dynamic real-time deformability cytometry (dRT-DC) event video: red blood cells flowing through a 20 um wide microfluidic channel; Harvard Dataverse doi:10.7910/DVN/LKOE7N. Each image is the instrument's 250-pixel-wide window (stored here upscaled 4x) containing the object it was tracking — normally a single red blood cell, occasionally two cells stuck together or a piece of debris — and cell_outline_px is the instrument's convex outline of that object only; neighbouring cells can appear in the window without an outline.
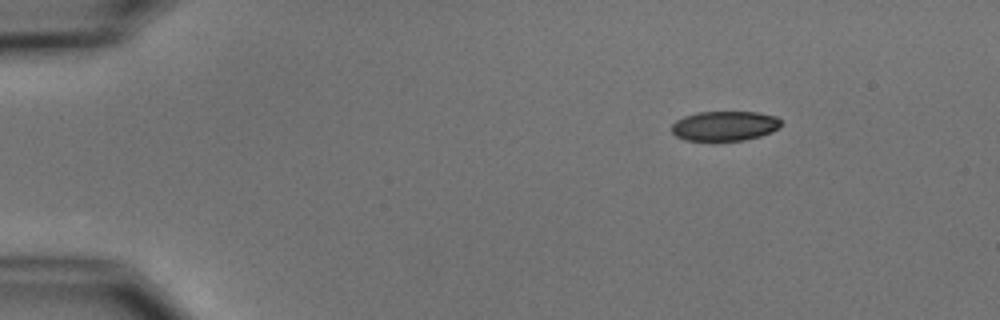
{"species": "common noctule bat (a hibernating species)", "species_latin": "Nyctalus noctula", "temperature_condition": "cold", "stored_images_in_passage": 4, "camera_frame_rate_fps": 3000, "um_per_image_px": 0.085, "animal": {"sex": "male", "body_mass_g": 15.6}, "frame": {"image": 1, "passage_image": 1, "time_ms": 0.0, "image_size_px": [1000, 320], "cell_outline_px": [[780, 124], [772, 132], [760, 136], [744, 140], [684, 140], [676, 136], [672, 132], [672, 124], [676, 120], [684, 116], [696, 112], [756, 112], [776, 116], [780, 120]], "centroid_in_image_um": [61.57, 10.7], "position_along_channel_um": 23.4, "area_um2": 18.84}}
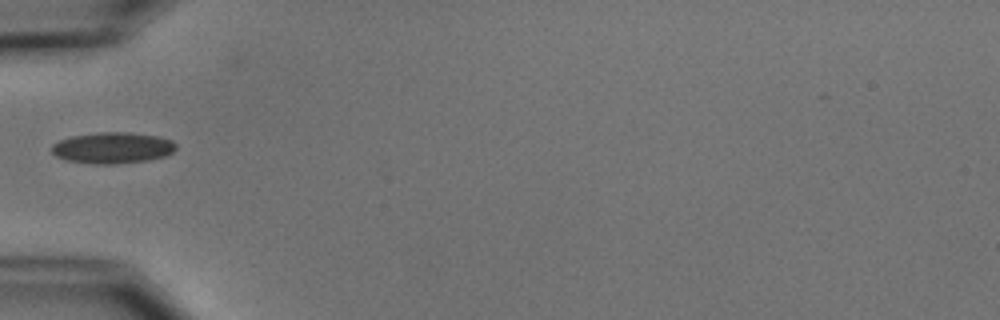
{"frame": {"image": 2, "passage_image": 4, "time_ms": 3.667, "image_size_px": [1000, 320], "cell_outline_px": [[176, 148], [172, 152], [164, 156], [148, 160], [112, 164], [96, 164], [68, 160], [56, 156], [52, 152], [52, 144], [60, 140], [72, 136], [100, 132], [132, 132], [160, 136], [172, 140], [176, 144]], "centroid_in_image_um": [9.6, 12.55], "position_along_channel_um": 75.4, "area_um2": 22.54}}